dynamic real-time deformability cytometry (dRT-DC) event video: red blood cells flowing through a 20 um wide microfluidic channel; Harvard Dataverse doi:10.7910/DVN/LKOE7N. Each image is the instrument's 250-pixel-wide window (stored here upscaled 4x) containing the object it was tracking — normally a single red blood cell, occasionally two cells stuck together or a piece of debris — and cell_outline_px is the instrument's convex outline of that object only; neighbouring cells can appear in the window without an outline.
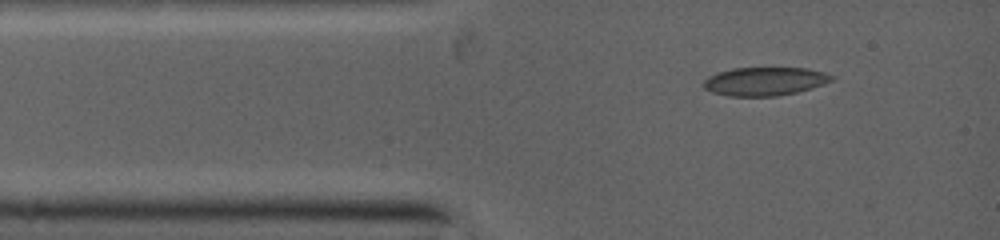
{"species": "common noctule bat (a hibernating species)", "species_latin": "Nyctalus noctula", "temperature_condition": "warm", "stored_images_in_passage": 3, "camera_frame_rate_fps": 5000, "um_per_image_px": 0.085, "animal": {"sex": "female", "body_mass_g": 19.0, "forearm_length_mm": 53.3}, "frame": {"image": 1, "passage_image": 1, "time_ms": 0.0, "image_size_px": [1000, 240], "cell_outline_px": [[836, 80], [812, 88], [796, 92], [776, 96], [728, 96], [712, 92], [704, 88], [700, 84], [708, 76], [732, 68], [808, 68], [824, 72], [832, 76]], "centroid_in_image_um": [65.0, 6.91], "position_along_channel_um": 20.0, "area_um2": 21.33}}
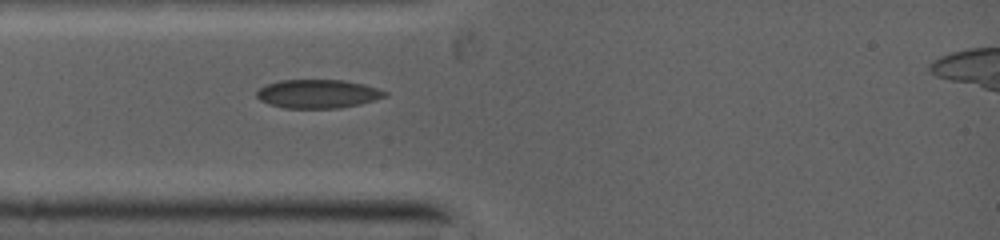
{"frame": {"image": 2, "passage_image": 3, "time_ms": 1.4, "image_size_px": [1000, 240], "cell_outline_px": [[388, 92], [384, 96], [372, 100], [356, 104], [336, 108], [284, 108], [268, 104], [260, 100], [256, 96], [256, 92], [260, 88], [268, 84], [284, 80], [344, 80], [364, 84]], "centroid_in_image_um": [26.96, 7.97], "position_along_channel_um": 58.0, "area_um2": 21.04}}